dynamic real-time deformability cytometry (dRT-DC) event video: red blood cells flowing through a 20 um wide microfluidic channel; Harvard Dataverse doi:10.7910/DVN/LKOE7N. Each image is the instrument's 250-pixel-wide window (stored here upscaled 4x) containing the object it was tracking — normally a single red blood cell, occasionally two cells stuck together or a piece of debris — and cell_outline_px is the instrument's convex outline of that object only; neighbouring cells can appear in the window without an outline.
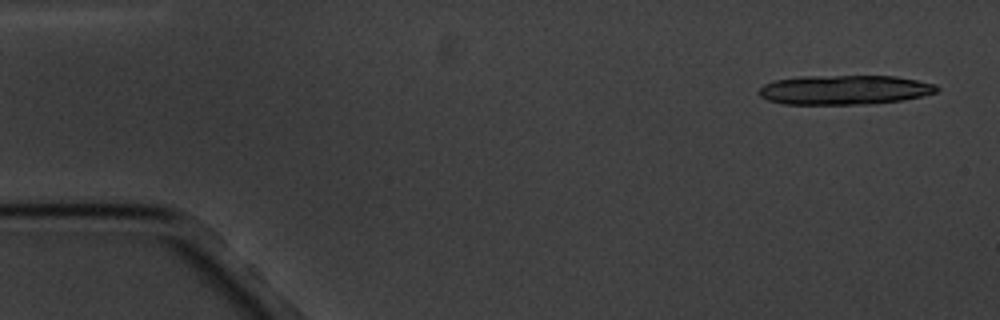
{"species": "common noctule bat (a hibernating species)", "species_latin": "Nyctalus noctula", "temperature_condition": "cold", "stored_images_in_passage": 5, "camera_frame_rate_fps": 3000, "um_per_image_px": 0.085, "animal": {"sex": "male", "body_mass_g": 20.1, "forearm_length_mm": 53.5}, "frame": {"image": 1, "passage_image": 1, "time_ms": 0.0, "image_size_px": [1000, 320], "cell_outline_px": [[940, 88], [936, 92], [920, 96], [900, 100], [868, 104], [784, 104], [768, 100], [760, 96], [756, 92], [764, 84], [772, 80], [800, 76], [896, 76], [936, 84]], "centroid_in_image_um": [71.73, 7.63], "position_along_channel_um": 13.3, "area_um2": 30.58}}